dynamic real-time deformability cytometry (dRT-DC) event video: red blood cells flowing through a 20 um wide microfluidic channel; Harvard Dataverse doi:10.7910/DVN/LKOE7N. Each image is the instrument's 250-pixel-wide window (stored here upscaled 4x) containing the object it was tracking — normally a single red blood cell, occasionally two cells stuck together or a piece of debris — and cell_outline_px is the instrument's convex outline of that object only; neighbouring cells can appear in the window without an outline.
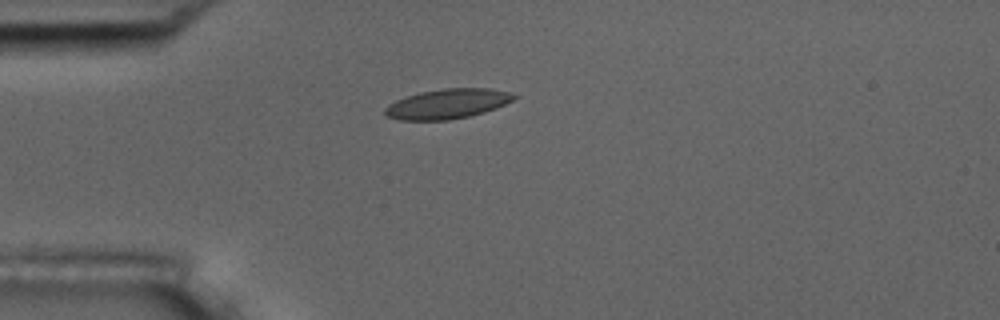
{"species": "common noctule bat (a hibernating species)", "species_latin": "Nyctalus noctula", "temperature_condition": "room temperature", "stored_images_in_passage": 1, "camera_frame_rate_fps": 3000, "um_per_image_px": 0.085, "animal": {"sex": "male", "body_mass_g": 17.5, "forearm_length_mm": 52.3}, "frame": {"image": 1, "passage_image": 1, "time_ms": 0.0, "image_size_px": [1000, 320], "cell_outline_px": [[516, 96], [512, 100], [496, 108], [484, 112], [468, 116], [448, 120], [400, 120], [384, 116], [384, 108], [388, 104], [396, 100], [420, 92], [444, 88], [488, 88], [508, 92]], "centroid_in_image_um": [37.97, 8.83], "position_along_channel_um": 47.0, "area_um2": 22.25}}